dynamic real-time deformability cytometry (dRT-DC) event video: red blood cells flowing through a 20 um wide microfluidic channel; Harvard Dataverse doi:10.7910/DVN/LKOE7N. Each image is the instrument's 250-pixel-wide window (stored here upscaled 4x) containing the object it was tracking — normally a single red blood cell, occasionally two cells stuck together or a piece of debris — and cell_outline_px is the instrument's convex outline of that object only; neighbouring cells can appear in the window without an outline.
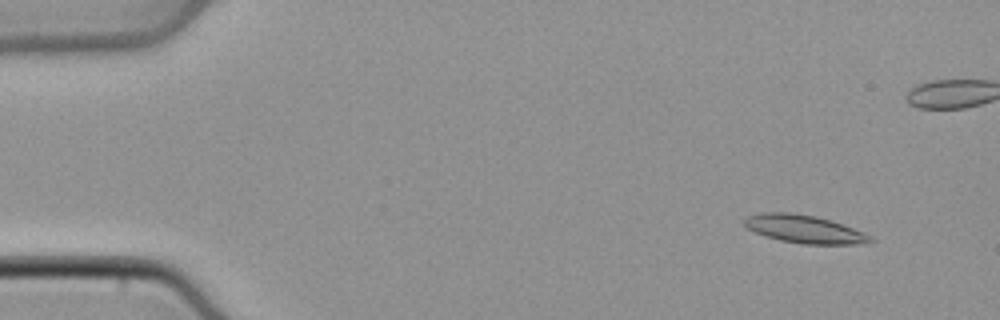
{"species": "common noctule bat (a hibernating species)", "species_latin": "Nyctalus noctula", "temperature_condition": "cold", "stored_images_in_passage": 51, "camera_frame_rate_fps": 3000, "um_per_image_px": 0.085, "animal": {"sex": "male", "body_mass_g": 21.5, "forearm_length_mm": 52.0}, "frame": {"image": 1, "passage_image": 5, "time_ms": 1.333, "image_size_px": [1000, 320], "cell_outline_px": [[872, 240], [856, 244], [800, 244], [780, 240], [764, 236], [748, 228], [744, 224], [744, 220], [748, 216], [760, 212], [788, 212], [816, 216], [852, 228], [868, 236]], "centroid_in_image_um": [68.26, 19.46], "position_along_channel_um": 16.7, "area_um2": 20.06}}
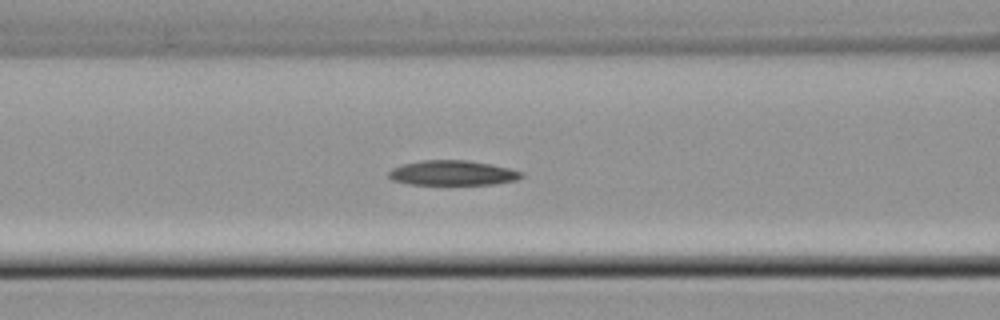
{"frame": {"image": 2, "passage_image": 21, "time_ms": 6.667, "image_size_px": [1000, 320], "cell_outline_px": [[524, 176], [516, 180], [492, 184], [412, 184], [392, 180], [388, 176], [388, 172], [392, 168], [404, 164], [424, 160], [468, 160], [508, 168], [524, 172]], "centroid_in_image_um": [38.47, 14.7], "position_along_channel_um": 128.1, "area_um2": 19.02}}
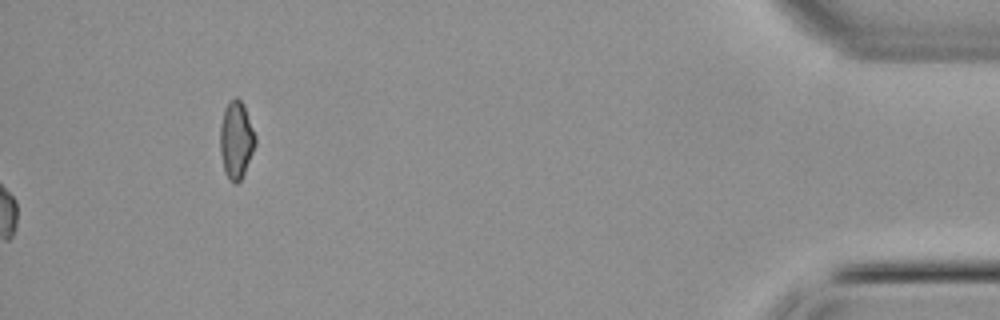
{"frame": {"image": 3, "passage_image": 51, "time_ms": 16.667, "image_size_px": [1000, 320], "cell_outline_px": [[256, 144], [244, 172], [240, 180], [236, 184], [224, 172], [220, 152], [220, 128], [224, 108], [236, 96], [244, 104], [256, 136]], "centroid_in_image_um": [20.08, 11.87], "position_along_channel_um": 415.1, "area_um2": 15.72}}